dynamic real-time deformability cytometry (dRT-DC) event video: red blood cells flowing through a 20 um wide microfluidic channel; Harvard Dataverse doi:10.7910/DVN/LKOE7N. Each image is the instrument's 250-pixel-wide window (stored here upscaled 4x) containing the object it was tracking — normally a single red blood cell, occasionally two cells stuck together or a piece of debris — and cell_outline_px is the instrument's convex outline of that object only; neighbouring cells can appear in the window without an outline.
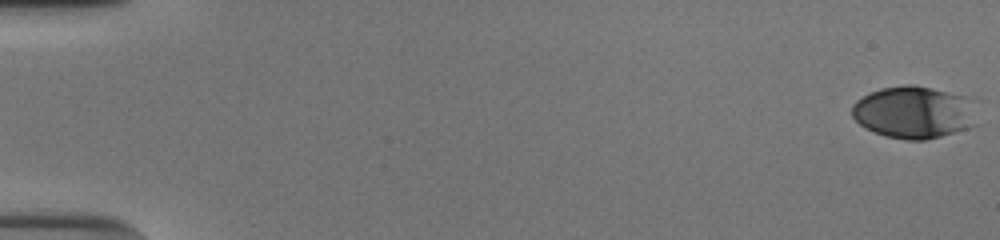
{"species": "human", "species_latin": "Homo sapiens", "temperature_condition": "cold", "stored_images_in_passage": 54, "camera_frame_rate_fps": 3000, "um_per_image_px": 0.085, "donor": {"sex": "male"}, "frame": {"image": 1, "passage_image": 1, "time_ms": 0.0, "image_size_px": [1000, 240], "cell_outline_px": [[980, 124], [968, 128], [940, 136], [924, 140], [908, 140], [884, 136], [860, 124], [852, 116], [852, 104], [856, 100], [880, 88], [904, 84], [912, 84], [932, 88], [968, 96]], "centroid_in_image_um": [77.71, 9.54], "position_along_channel_um": 7.3, "area_um2": 38.26}}
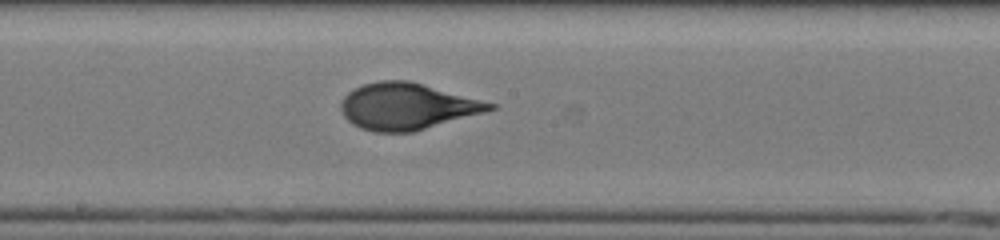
{"frame": {"image": 2, "passage_image": 31, "time_ms": 10.0, "image_size_px": [1000, 240], "cell_outline_px": [[496, 108], [484, 112], [412, 132], [376, 132], [360, 128], [352, 124], [344, 116], [340, 108], [340, 104], [344, 96], [352, 88], [364, 84], [380, 80], [408, 80], [496, 104]], "centroid_in_image_um": [34.54, 9.04], "position_along_channel_um": 213.7, "area_um2": 40.0}}
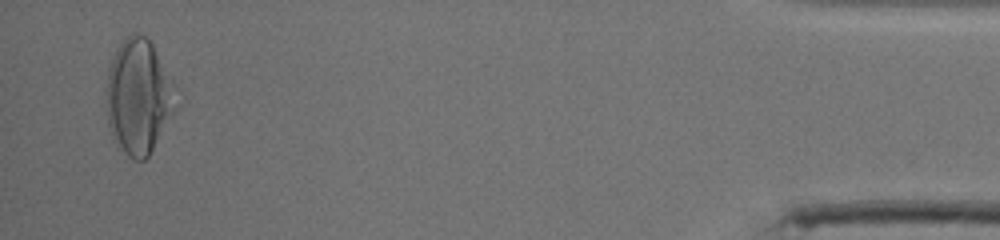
{"frame": {"image": 3, "passage_image": 53, "time_ms": 17.333, "image_size_px": [1000, 240], "cell_outline_px": [[176, 84], [172, 112], [148, 156], [144, 160], [132, 160], [112, 140], [108, 124], [104, 100], [108, 68], [120, 44], [132, 32], [136, 32], [144, 36], [152, 44]], "centroid_in_image_um": [11.72, 8.21], "position_along_channel_um": 423.5, "area_um2": 46.36}, "authors_computed_cell_mechanics": {"area_um2": 39.8531, "velocity_mm_per_s": 3.8646, "shape_relaxation_time_tau1_ms": 4.7219, "shape_relaxation_time_tau2_ms": null, "deformation_change_tau1": 0.2029, "deformation_change_tau2": null}}